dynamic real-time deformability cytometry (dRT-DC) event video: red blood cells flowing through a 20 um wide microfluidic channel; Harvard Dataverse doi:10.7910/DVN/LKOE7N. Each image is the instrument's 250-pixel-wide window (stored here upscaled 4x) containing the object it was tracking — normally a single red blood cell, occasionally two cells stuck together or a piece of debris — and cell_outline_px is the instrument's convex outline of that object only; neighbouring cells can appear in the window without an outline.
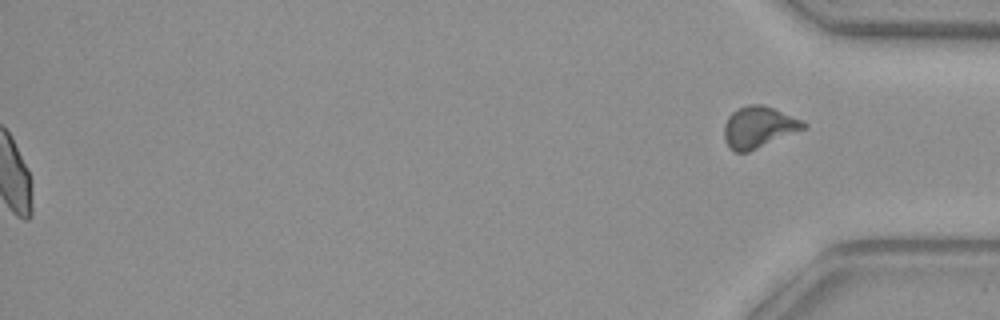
{"species": "common noctule bat (a hibernating species)", "species_latin": "Nyctalus noctula", "temperature_condition": "warm", "stored_images_in_passage": 54, "segment_of_instrument_passage": [2, 2], "camera_frame_rate_fps": 3000, "um_per_image_px": 0.085, "animal": {"sex": "female", "body_mass_g": 29.2, "forearm_length_mm": 56.3}, "frame": {"image": 1, "passage_image": 54, "time_ms": 17.667, "image_size_px": [1000, 320], "cell_outline_px": [[808, 124], [804, 128], [748, 152], [736, 152], [724, 140], [724, 124], [728, 116], [736, 108], [748, 104], [764, 104], [800, 120]], "centroid_in_image_um": [64.43, 10.78], "position_along_channel_um": 370.8, "area_um2": 18.79}}